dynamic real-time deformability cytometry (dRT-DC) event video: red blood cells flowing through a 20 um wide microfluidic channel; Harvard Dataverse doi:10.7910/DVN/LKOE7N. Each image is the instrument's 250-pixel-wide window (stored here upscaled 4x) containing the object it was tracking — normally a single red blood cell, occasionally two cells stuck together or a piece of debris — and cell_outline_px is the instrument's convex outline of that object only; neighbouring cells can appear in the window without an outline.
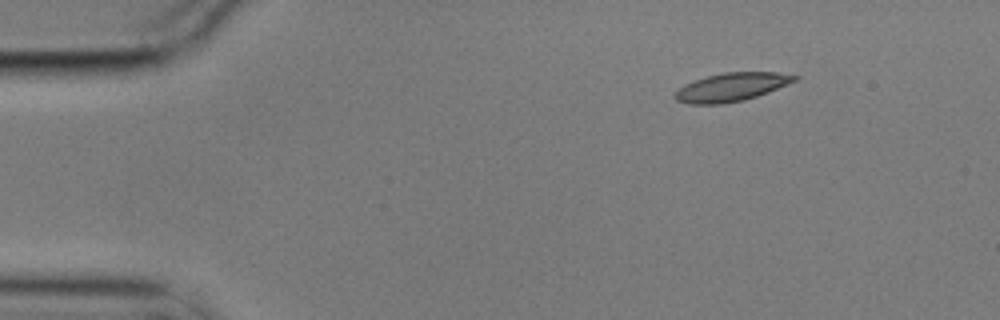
{"species": "common noctule bat (a hibernating species)", "species_latin": "Nyctalus noctula", "temperature_condition": "cold", "stored_images_in_passage": 4, "camera_frame_rate_fps": 3000, "um_per_image_px": 0.085, "animal": {"sex": "male", "body_mass_g": 17.9}, "frame": {"image": 1, "passage_image": 1, "time_ms": 0.0, "image_size_px": [1000, 320], "cell_outline_px": [[800, 76], [796, 80], [768, 92], [744, 100], [724, 104], [688, 104], [676, 100], [672, 96], [684, 84], [708, 76], [724, 72], [776, 72]], "centroid_in_image_um": [62.15, 7.41], "position_along_channel_um": 22.8, "area_um2": 19.65}}
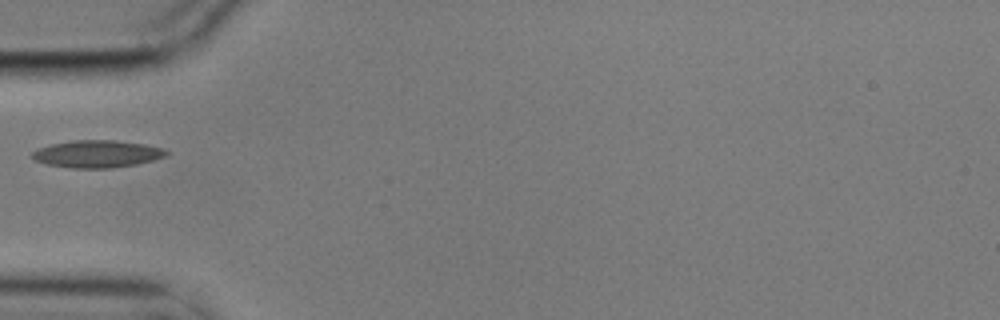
{"frame": {"image": 2, "passage_image": 4, "time_ms": 1.0, "image_size_px": [1000, 320], "cell_outline_px": [[172, 152], [168, 156], [136, 164], [112, 168], [72, 168], [48, 164], [36, 160], [32, 156], [32, 152], [40, 148], [52, 144], [72, 140], [116, 140], [144, 144], [164, 148]], "centroid_in_image_um": [8.34, 13.08], "position_along_channel_um": 76.7, "area_um2": 21.33}}